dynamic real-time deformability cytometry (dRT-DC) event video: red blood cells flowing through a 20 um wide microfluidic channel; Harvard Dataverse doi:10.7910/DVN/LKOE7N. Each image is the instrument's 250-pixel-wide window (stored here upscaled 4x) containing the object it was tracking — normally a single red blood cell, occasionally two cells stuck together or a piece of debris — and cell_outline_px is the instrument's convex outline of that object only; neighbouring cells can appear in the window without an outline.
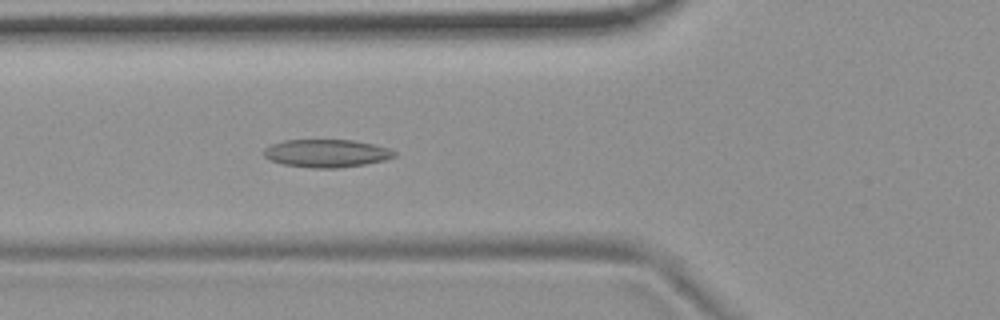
{"species": "common noctule bat (a hibernating species)", "species_latin": "Nyctalus noctula", "temperature_condition": "room temperature", "stored_images_in_passage": 5, "camera_frame_rate_fps": 3000, "um_per_image_px": 0.085, "animal": {"sex": "female", "body_mass_g": 19.9}, "frame": {"image": 1, "passage_image": 5, "time_ms": 1.333, "image_size_px": [1000, 320], "cell_outline_px": [[396, 156], [384, 160], [364, 164], [340, 168], [312, 168], [284, 164], [272, 160], [264, 156], [264, 148], [272, 144], [284, 140], [352, 140], [372, 144], [388, 148], [396, 152]], "centroid_in_image_um": [27.76, 13.03], "position_along_channel_um": 98.0, "area_um2": 21.04}}